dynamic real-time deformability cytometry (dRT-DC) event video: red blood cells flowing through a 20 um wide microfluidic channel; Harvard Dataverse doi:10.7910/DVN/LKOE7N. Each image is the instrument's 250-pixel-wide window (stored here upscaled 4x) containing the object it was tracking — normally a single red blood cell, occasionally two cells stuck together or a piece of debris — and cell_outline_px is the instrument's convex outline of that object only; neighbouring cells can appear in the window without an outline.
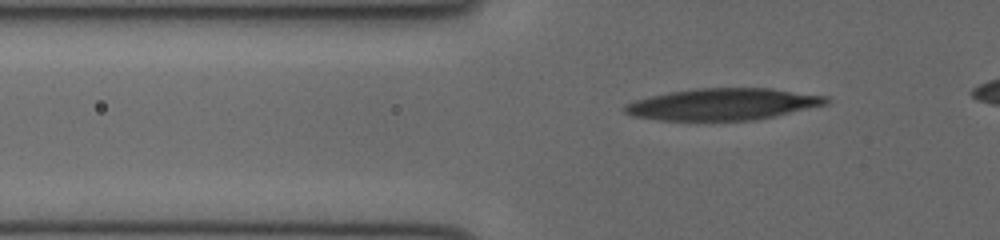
{"species": "human", "species_latin": "Homo sapiens", "temperature_condition": "cold", "stored_images_in_passage": 36, "camera_frame_rate_fps": 3000, "um_per_image_px": 0.085, "donor": {"sex": "female"}, "frame": {"image": 1, "passage_image": 7, "time_ms": 2.0, "image_size_px": [1000, 240], "cell_outline_px": [[828, 104], [776, 116], [752, 120], [660, 120], [636, 116], [624, 112], [624, 104], [636, 100], [668, 92], [696, 88], [772, 88], [828, 96]], "centroid_in_image_um": [61.49, 8.85], "position_along_channel_um": 64.3, "area_um2": 37.11}}
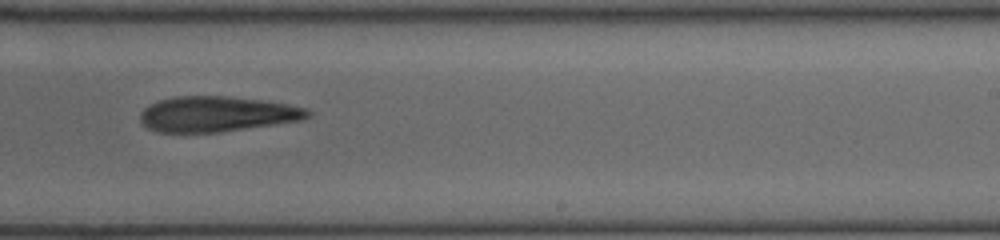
{"frame": {"image": 2, "passage_image": 22, "time_ms": 7.0, "image_size_px": [1000, 240], "cell_outline_px": [[312, 112], [304, 120], [216, 132], [160, 132], [148, 128], [140, 120], [140, 112], [144, 108], [160, 100], [176, 96], [224, 96], [260, 100], [288, 104], [308, 108]], "centroid_in_image_um": [18.46, 9.69], "position_along_channel_um": 270.5, "area_um2": 34.22}}
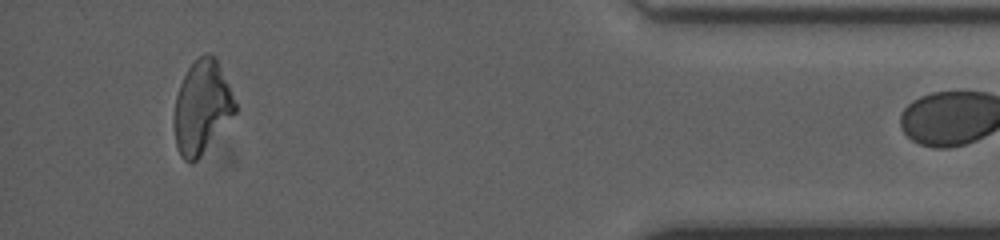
{"frame": {"image": 3, "passage_image": 35, "time_ms": 11.333, "image_size_px": [1000, 240], "cell_outline_px": [[236, 112], [200, 156], [196, 160], [184, 160], [180, 156], [176, 148], [172, 120], [176, 96], [180, 84], [188, 68], [204, 52], [208, 52], [216, 56], [228, 84], [236, 104]], "centroid_in_image_um": [17.13, 9.09], "position_along_channel_um": 418.1, "area_um2": 32.95}}